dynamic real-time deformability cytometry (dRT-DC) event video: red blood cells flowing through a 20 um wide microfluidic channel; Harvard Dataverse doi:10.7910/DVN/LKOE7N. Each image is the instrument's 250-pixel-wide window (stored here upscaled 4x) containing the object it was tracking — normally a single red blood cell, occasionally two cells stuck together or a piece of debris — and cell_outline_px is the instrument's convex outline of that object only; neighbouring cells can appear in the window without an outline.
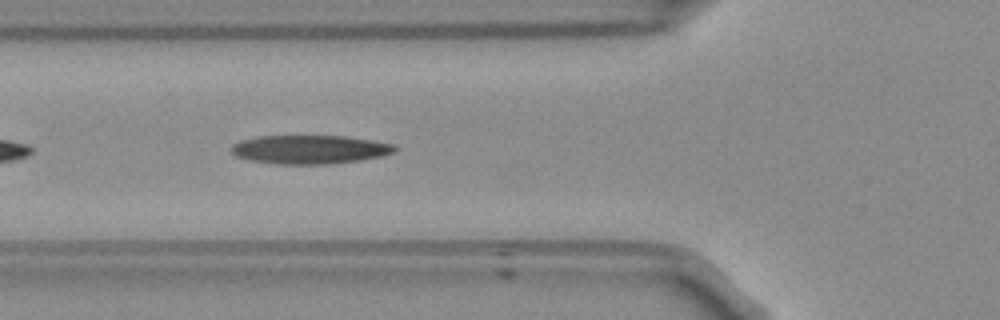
{"species": "Egyptian fruit bat (a non-hibernating species)", "species_latin": "Rousettus aegyptiacus", "temperature_condition": "room temperature", "stored_images_in_passage": 37, "camera_frame_rate_fps": 3000, "um_per_image_px": 0.085, "frame": {"image": 1, "passage_image": 6, "time_ms": 1.667, "image_size_px": [1000, 320], "cell_outline_px": [[400, 148], [396, 152], [380, 156], [360, 160], [332, 164], [280, 164], [252, 160], [236, 156], [232, 152], [232, 144], [240, 140], [260, 136], [348, 136], [396, 144]], "centroid_in_image_um": [26.4, 12.7], "position_along_channel_um": 99.4, "area_um2": 27.46}}
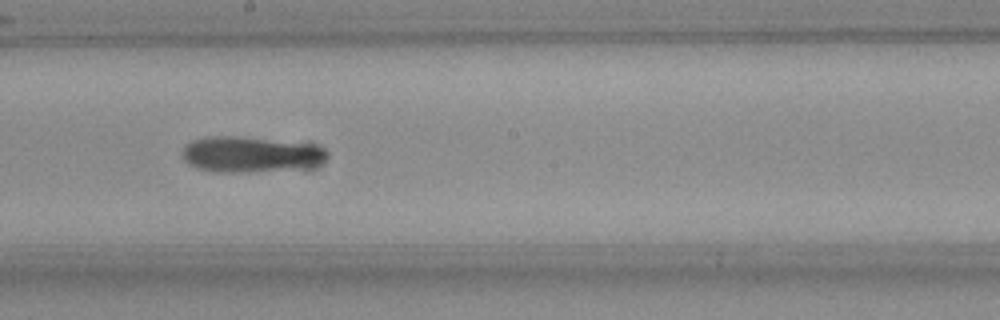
{"frame": {"image": 2, "passage_image": 16, "time_ms": 5.0, "image_size_px": [1000, 320], "cell_outline_px": [[328, 156], [324, 160], [308, 168], [248, 172], [216, 172], [196, 168], [188, 164], [184, 160], [184, 148], [192, 140], [212, 136], [236, 136], [312, 144], [324, 148], [328, 152]], "centroid_in_image_um": [21.32, 13.13], "position_along_channel_um": 226.9, "area_um2": 30.11}, "authors_computed_cell_mechanics": {"area_um2": 27.3972, "velocity_mm_per_s": 3.8236, "shape_relaxation_time_tau1_ms": 11.3882, "shape_relaxation_time_tau2_ms": 7.695, "deformation_change_tau1": 0.2726, "deformation_change_tau2": 0.2217}}